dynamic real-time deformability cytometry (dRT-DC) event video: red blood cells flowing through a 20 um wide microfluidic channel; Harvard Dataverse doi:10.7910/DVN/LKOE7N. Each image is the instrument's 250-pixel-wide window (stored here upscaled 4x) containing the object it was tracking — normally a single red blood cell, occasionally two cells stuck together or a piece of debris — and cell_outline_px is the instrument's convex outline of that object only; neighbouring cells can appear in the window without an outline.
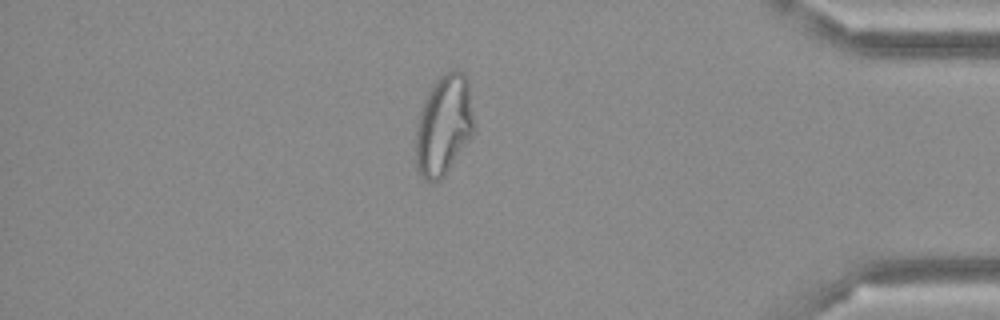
{"species": "Egyptian fruit bat (a non-hibernating species)", "species_latin": "Rousettus aegyptiacus", "temperature_condition": "cold", "stored_images_in_passage": 49, "camera_frame_rate_fps": 3000, "um_per_image_px": 0.085, "frame": {"image": 1, "passage_image": 42, "time_ms": 13.667, "image_size_px": [1000, 320], "cell_outline_px": [[472, 136], [444, 176], [440, 180], [432, 184], [424, 180], [416, 168], [416, 124], [420, 108], [432, 84], [440, 76], [452, 68], [460, 68], [468, 80], [472, 112]], "centroid_in_image_um": [37.69, 10.64], "position_along_channel_um": 397.5, "area_um2": 34.28}}